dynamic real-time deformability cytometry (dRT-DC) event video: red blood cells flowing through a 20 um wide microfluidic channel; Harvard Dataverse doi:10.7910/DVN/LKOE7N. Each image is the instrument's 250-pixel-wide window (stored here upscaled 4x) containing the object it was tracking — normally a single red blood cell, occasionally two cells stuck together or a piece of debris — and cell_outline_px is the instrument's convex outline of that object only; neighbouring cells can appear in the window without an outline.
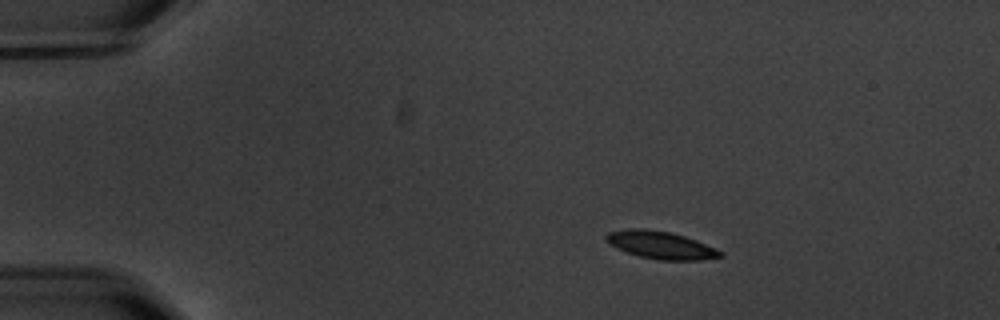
{"species": "common noctule bat (a hibernating species)", "species_latin": "Nyctalus noctula", "temperature_condition": "warm", "stored_images_in_passage": 4, "camera_frame_rate_fps": 3000, "um_per_image_px": 0.085, "animal": {"sex": "male", "body_mass_g": 20.1, "forearm_length_mm": 53.5}, "frame": {"image": 1, "passage_image": 1, "time_ms": 0.0, "image_size_px": [1000, 320], "cell_outline_px": [[724, 256], [700, 260], [660, 260], [640, 256], [616, 248], [608, 244], [604, 240], [604, 236], [608, 232], [628, 228], [644, 228], [672, 232], [696, 240], [716, 248], [724, 252]], "centroid_in_image_um": [56.15, 20.82], "position_along_channel_um": 28.9, "area_um2": 18.55}}
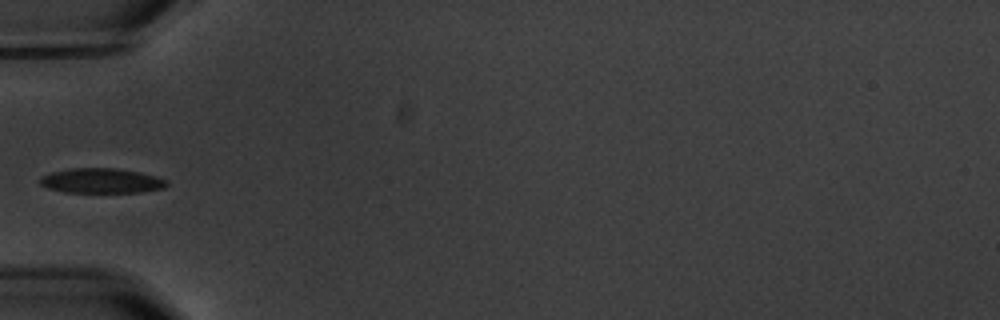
{"frame": {"image": 2, "passage_image": 4, "time_ms": 3.333, "image_size_px": [1000, 320], "cell_outline_px": [[168, 184], [164, 188], [140, 192], [64, 192], [48, 188], [40, 184], [36, 180], [40, 176], [52, 172], [72, 168], [116, 168], [140, 172], [156, 176], [164, 180]], "centroid_in_image_um": [8.57, 15.36], "position_along_channel_um": 76.4, "area_um2": 18.38}}